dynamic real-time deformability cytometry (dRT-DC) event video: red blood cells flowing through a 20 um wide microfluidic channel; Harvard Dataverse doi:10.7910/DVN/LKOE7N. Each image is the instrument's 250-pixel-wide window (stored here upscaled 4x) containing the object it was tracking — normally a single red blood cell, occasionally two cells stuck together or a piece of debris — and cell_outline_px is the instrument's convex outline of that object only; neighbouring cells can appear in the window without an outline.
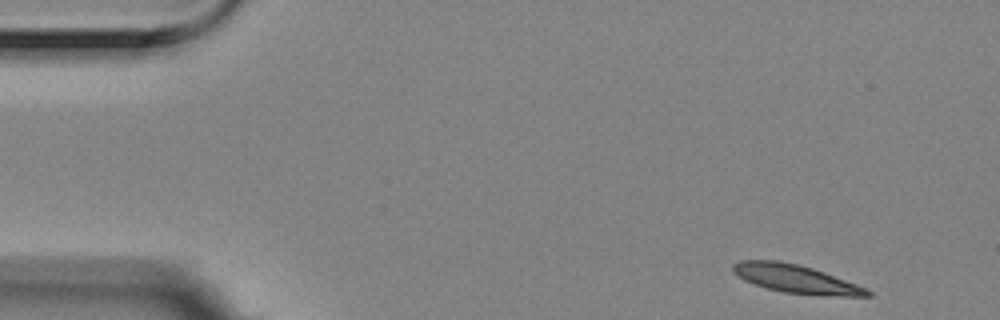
{"species": "Egyptian fruit bat (a non-hibernating species)", "species_latin": "Rousettus aegyptiacus", "temperature_condition": "room temperature", "stored_images_in_passage": 5, "camera_frame_rate_fps": 3000, "um_per_image_px": 0.085, "animal": {"sex": "female"}, "frame": {"image": 1, "passage_image": 1, "time_ms": 0.0, "image_size_px": [1000, 320], "cell_outline_px": [[872, 296], [820, 296], [784, 292], [768, 288], [744, 280], [736, 276], [732, 272], [732, 264], [740, 260], [780, 260], [812, 268], [824, 272], [868, 288], [872, 292]], "centroid_in_image_um": [67.66, 23.71], "position_along_channel_um": 17.3, "area_um2": 22.31}}
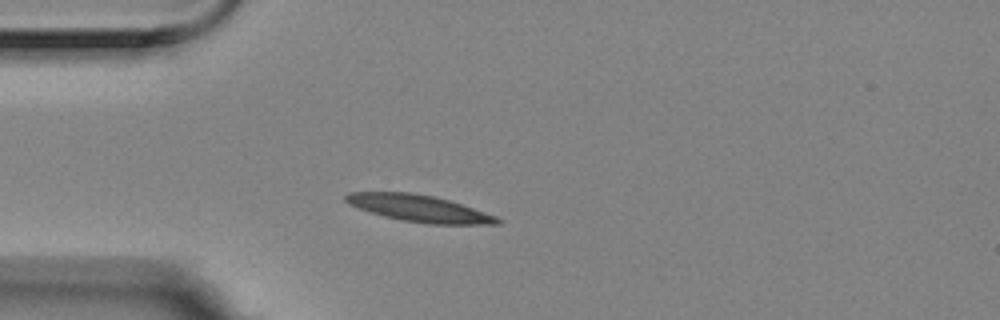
{"frame": {"image": 2, "passage_image": 4, "time_ms": 1.0, "image_size_px": [1000, 320], "cell_outline_px": [[504, 220], [500, 224], [428, 224], [400, 220], [372, 212], [348, 204], [344, 200], [344, 196], [348, 192], [412, 192], [436, 196], [496, 216]], "centroid_in_image_um": [35.63, 17.71], "position_along_channel_um": 49.4, "area_um2": 23.52}}